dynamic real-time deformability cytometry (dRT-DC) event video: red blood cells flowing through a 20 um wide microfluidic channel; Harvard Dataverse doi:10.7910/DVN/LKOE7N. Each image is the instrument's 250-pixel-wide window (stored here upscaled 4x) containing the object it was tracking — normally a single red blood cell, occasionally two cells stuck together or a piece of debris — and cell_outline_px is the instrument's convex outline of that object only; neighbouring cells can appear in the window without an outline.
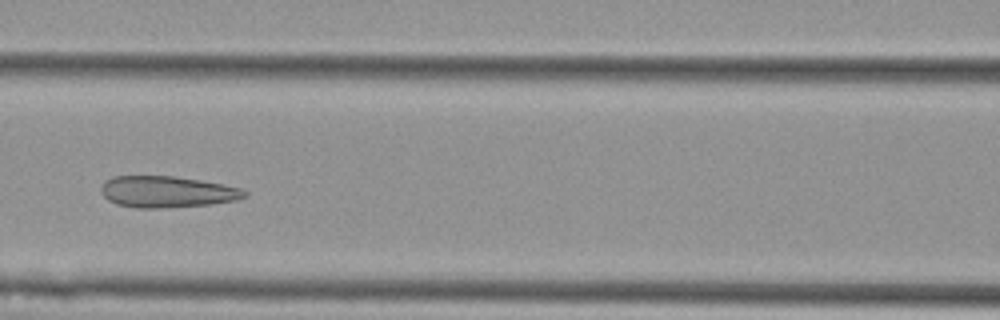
{"species": "Egyptian fruit bat (a non-hibernating species)", "species_latin": "Rousettus aegyptiacus", "temperature_condition": "cold", "stored_images_in_passage": 6, "camera_frame_rate_fps": 3000, "um_per_image_px": 0.085, "animal": {"sex": "female"}, "frame": {"image": 1, "passage_image": 6, "time_ms": 1.667, "image_size_px": [1000, 320], "cell_outline_px": [[248, 196], [236, 200], [212, 204], [160, 208], [136, 208], [116, 204], [108, 200], [104, 196], [100, 188], [104, 180], [112, 176], [176, 176], [200, 180], [240, 188], [248, 192]], "centroid_in_image_um": [14.17, 16.3], "position_along_channel_um": 152.4, "area_um2": 26.36}}